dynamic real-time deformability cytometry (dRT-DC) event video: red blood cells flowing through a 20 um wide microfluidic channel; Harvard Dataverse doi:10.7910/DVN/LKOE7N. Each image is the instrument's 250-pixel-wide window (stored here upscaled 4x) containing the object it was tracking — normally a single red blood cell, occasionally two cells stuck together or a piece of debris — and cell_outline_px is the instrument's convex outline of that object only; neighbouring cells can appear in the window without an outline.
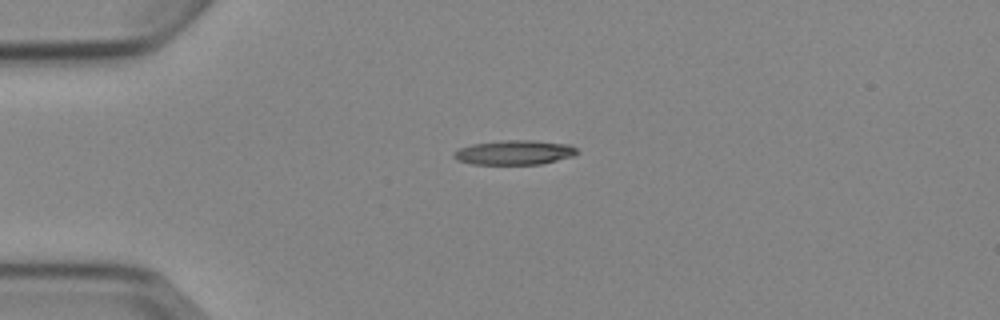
{"species": "Egyptian fruit bat (a non-hibernating species)", "species_latin": "Rousettus aegyptiacus", "temperature_condition": "cold", "stored_images_in_passage": 2, "camera_frame_rate_fps": 3000, "um_per_image_px": 0.085, "animal": {"sex": "female"}, "frame": {"image": 1, "passage_image": 1, "time_ms": 0.0, "image_size_px": [1000, 320], "cell_outline_px": [[580, 152], [572, 156], [540, 164], [472, 164], [456, 160], [452, 156], [452, 152], [460, 148], [472, 144], [500, 140], [532, 140], [572, 144]], "centroid_in_image_um": [43.71, 12.95], "position_along_channel_um": 41.3, "area_um2": 17.74}}